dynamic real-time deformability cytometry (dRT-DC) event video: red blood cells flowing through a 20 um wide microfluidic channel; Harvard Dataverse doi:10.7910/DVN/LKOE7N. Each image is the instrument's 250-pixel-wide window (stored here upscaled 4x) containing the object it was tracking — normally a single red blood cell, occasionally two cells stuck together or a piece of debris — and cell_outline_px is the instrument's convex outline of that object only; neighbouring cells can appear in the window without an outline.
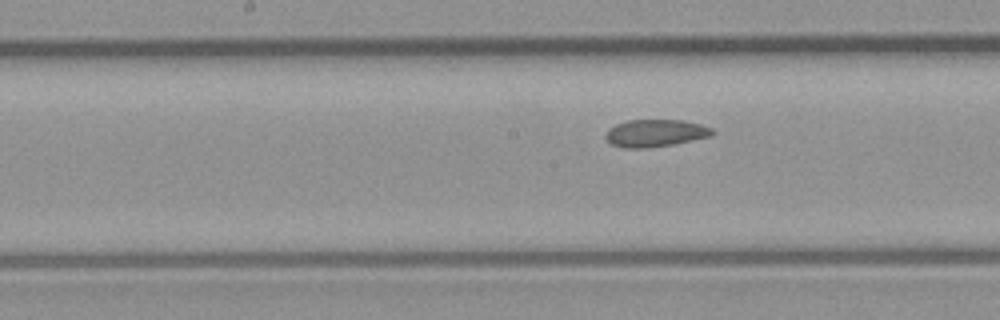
{"species": "common noctule bat (a hibernating species)", "species_latin": "Nyctalus noctula", "temperature_condition": "room temperature", "stored_images_in_passage": 8, "camera_frame_rate_fps": 3000, "um_per_image_px": 0.085, "animal": {"sex": "male", "body_mass_g": 23.1, "forearm_length_mm": 52.7}, "frame": {"image": 1, "passage_image": 8, "time_ms": 9.0, "image_size_px": [1000, 320], "cell_outline_px": [[716, 132], [712, 136], [672, 144], [644, 148], [624, 148], [612, 144], [604, 136], [608, 128], [616, 124], [628, 120], [684, 120], [700, 124], [712, 128]], "centroid_in_image_um": [55.71, 11.3], "position_along_channel_um": 192.5, "area_um2": 16.99}}